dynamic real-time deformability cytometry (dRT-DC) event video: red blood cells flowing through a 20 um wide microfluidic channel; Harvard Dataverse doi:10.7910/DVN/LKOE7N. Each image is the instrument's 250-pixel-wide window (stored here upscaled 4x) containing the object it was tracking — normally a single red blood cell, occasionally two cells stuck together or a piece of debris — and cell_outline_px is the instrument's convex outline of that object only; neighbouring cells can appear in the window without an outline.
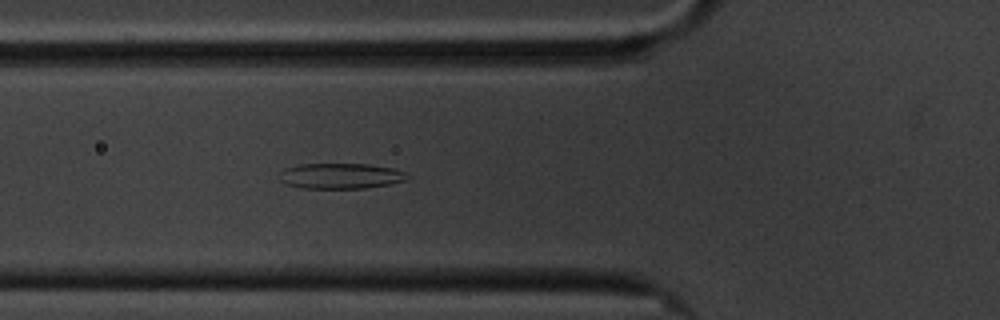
{"species": "common noctule bat (a hibernating species)", "species_latin": "Nyctalus noctula", "temperature_condition": "cold", "stored_images_in_passage": 58, "camera_frame_rate_fps": 3000, "um_per_image_px": 0.085, "animal": {"sex": "male", "body_mass_g": 20.1, "forearm_length_mm": 53.5}, "frame": {"image": 1, "passage_image": 20, "time_ms": 6.333, "image_size_px": [1000, 320], "cell_outline_px": [[412, 176], [408, 180], [388, 184], [364, 188], [304, 188], [284, 184], [280, 180], [280, 172], [284, 168], [300, 164], [368, 164], [392, 168], [408, 172]], "centroid_in_image_um": [28.99, 14.95], "position_along_channel_um": 96.8, "area_um2": 19.19}}
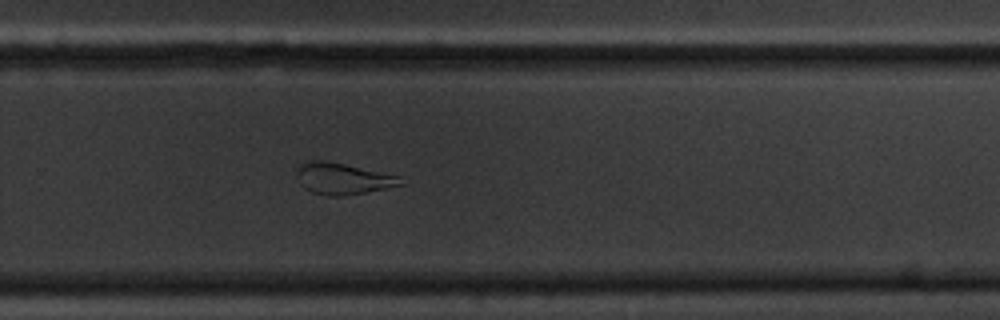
{"frame": {"image": 2, "passage_image": 38, "time_ms": 12.333, "image_size_px": [1000, 320], "cell_outline_px": [[404, 184], [364, 192], [340, 196], [328, 196], [312, 192], [304, 188], [300, 184], [296, 172], [296, 168], [300, 164], [316, 160], [320, 160], [344, 164], [400, 176]], "centroid_in_image_um": [29.1, 15.19], "position_along_channel_um": 300.7, "area_um2": 18.67}}
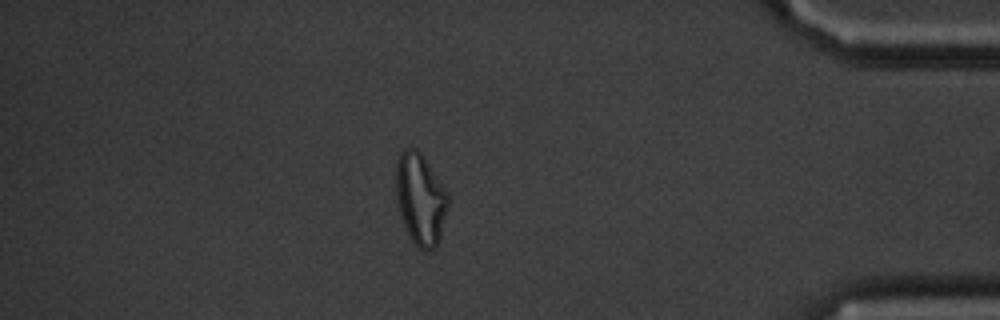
{"frame": {"image": 3, "passage_image": 50, "time_ms": 16.333, "image_size_px": [1000, 320], "cell_outline_px": [[448, 204], [440, 236], [436, 248], [428, 252], [420, 248], [412, 240], [404, 224], [400, 212], [396, 196], [396, 160], [400, 152], [404, 148], [416, 148], [420, 152], [448, 192]], "centroid_in_image_um": [35.73, 16.89], "position_along_channel_um": 399.5, "area_um2": 27.51}, "authors_computed_cell_mechanics": {"area_um2": 21.5883, "velocity_mm_per_s": 3.3978, "shape_relaxation_time_tau1_ms": null, "shape_relaxation_time_tau2_ms": 2.5754, "deformation_change_tau1": null, "deformation_change_tau2": 0.1065}}